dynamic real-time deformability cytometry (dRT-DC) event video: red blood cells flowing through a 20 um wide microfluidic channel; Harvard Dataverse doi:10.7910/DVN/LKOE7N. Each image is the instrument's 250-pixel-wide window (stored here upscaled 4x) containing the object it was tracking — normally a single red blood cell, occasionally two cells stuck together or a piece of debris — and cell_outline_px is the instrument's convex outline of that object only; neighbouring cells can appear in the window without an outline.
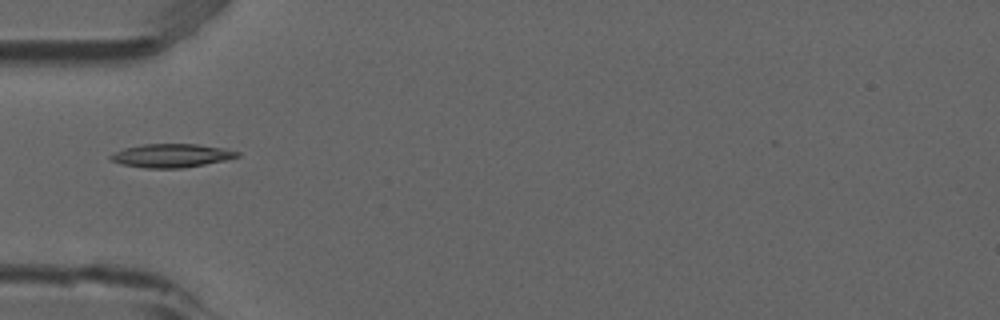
{"species": "common noctule bat (a hibernating species)", "species_latin": "Nyctalus noctula", "temperature_condition": "room temperature", "stored_images_in_passage": 5, "camera_frame_rate_fps": 3000, "um_per_image_px": 0.085, "animal": {"sex": "male", "forearm_length_mm": 52.5}, "frame": {"image": 1, "passage_image": 5, "time_ms": 1.333, "image_size_px": [1000, 320], "cell_outline_px": [[240, 156], [224, 160], [184, 168], [144, 168], [120, 164], [112, 160], [108, 156], [124, 148], [144, 144], [196, 144], [224, 148], [240, 152]], "centroid_in_image_um": [14.57, 13.23], "position_along_channel_um": 70.4, "area_um2": 17.28}}